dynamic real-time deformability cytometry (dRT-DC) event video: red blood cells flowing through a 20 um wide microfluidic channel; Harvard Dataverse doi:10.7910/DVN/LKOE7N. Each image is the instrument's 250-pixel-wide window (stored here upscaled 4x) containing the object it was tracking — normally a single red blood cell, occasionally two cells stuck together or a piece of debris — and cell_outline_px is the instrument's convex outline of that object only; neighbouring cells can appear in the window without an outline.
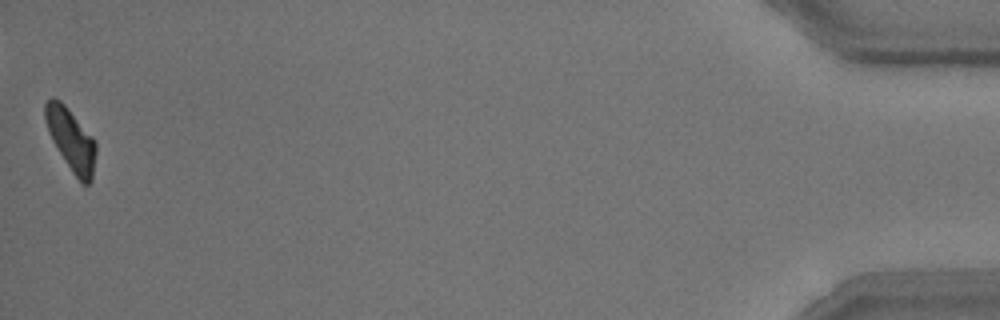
{"species": "common noctule bat (a hibernating species)", "species_latin": "Nyctalus noctula", "temperature_condition": "room temperature", "stored_images_in_passage": 51, "camera_frame_rate_fps": 3000, "um_per_image_px": 0.085, "animal": {"sex": "male", "body_mass_g": 15.6}, "frame": {"image": 1, "passage_image": 51, "time_ms": 16.667, "image_size_px": [1000, 320], "cell_outline_px": [[96, 152], [92, 180], [88, 184], [84, 184], [72, 172], [52, 140], [48, 132], [44, 116], [44, 104], [52, 96], [60, 100], [64, 104], [96, 140]], "centroid_in_image_um": [6.04, 11.84], "position_along_channel_um": 429.2, "area_um2": 18.26}, "authors_computed_cell_mechanics": {"area_um2": 18.8428, "velocity_mm_per_s": 3.8115, "shape_relaxation_time_tau1_ms": 2.8425, "shape_relaxation_time_tau2_ms": 4.5665, "deformation_change_tau1": 0.1348, "deformation_change_tau2": 0.1084}}